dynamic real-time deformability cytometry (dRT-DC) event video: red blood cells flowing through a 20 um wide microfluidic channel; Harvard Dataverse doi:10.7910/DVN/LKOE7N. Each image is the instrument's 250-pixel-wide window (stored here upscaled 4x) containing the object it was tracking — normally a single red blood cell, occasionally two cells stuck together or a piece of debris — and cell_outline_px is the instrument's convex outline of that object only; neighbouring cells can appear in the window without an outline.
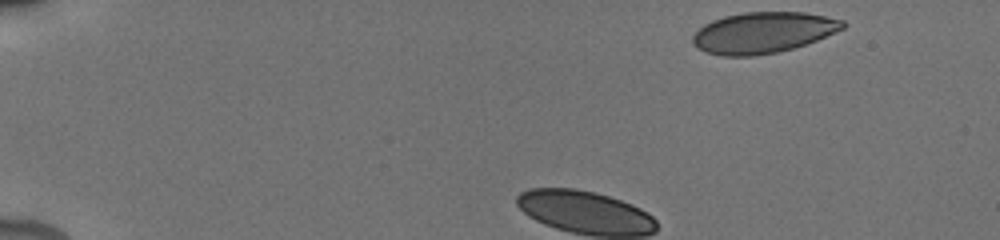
{"species": "human", "species_latin": "Homo sapiens", "temperature_condition": "cold", "stored_images_in_passage": 6, "camera_frame_rate_fps": 3000, "um_per_image_px": 0.085, "donor": {"sex": "male"}, "frame": {"image": 1, "passage_image": 1, "time_ms": 0.0, "image_size_px": [1000, 240], "cell_outline_px": [[848, 24], [844, 28], [816, 40], [792, 48], [776, 52], [752, 56], [724, 56], [708, 52], [700, 48], [692, 40], [692, 36], [704, 24], [712, 20], [724, 16], [744, 12], [804, 12], [844, 20]], "centroid_in_image_um": [64.88, 2.75], "position_along_channel_um": 20.1, "area_um2": 35.49}}
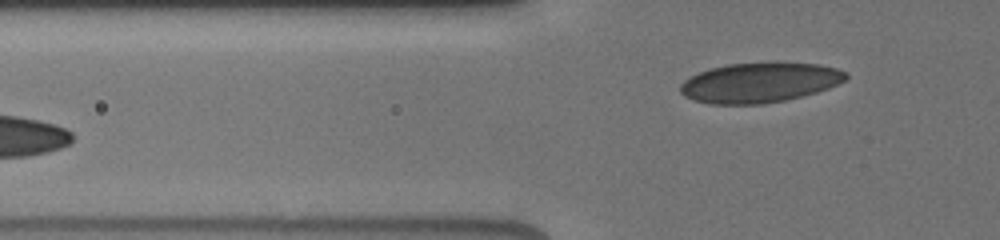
{"frame": {"image": 2, "passage_image": 6, "time_ms": 4.333, "image_size_px": [1000, 240], "cell_outline_px": [[848, 76], [844, 80], [828, 88], [816, 92], [784, 100], [760, 104], [712, 104], [692, 100], [684, 96], [680, 92], [680, 84], [684, 80], [708, 68], [728, 64], [768, 60], [820, 64], [836, 68], [848, 72]], "centroid_in_image_um": [64.56, 6.98], "position_along_channel_um": 61.2, "area_um2": 39.19}}